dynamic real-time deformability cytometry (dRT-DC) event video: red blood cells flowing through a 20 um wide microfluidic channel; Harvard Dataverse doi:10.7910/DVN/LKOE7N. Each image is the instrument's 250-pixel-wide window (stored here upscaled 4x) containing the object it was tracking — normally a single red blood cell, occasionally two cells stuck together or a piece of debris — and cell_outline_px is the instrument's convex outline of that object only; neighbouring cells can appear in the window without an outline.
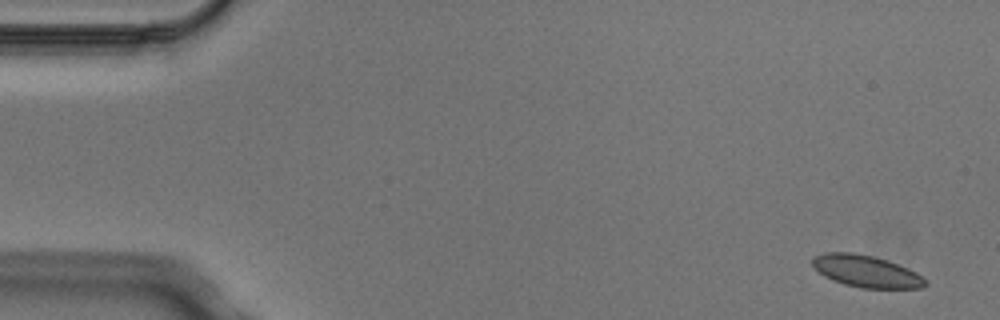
{"species": "Egyptian fruit bat (a non-hibernating species)", "species_latin": "Rousettus aegyptiacus", "temperature_condition": "cold", "stored_images_in_passage": 6, "camera_frame_rate_fps": 3000, "um_per_image_px": 0.085, "animal": {"sex": "male"}, "frame": {"image": 1, "passage_image": 1, "time_ms": 0.0, "image_size_px": [1000, 320], "cell_outline_px": [[928, 284], [924, 288], [860, 288], [844, 284], [832, 280], [824, 276], [812, 264], [812, 256], [824, 252], [852, 252], [872, 256], [888, 260], [908, 268], [916, 272], [928, 280]], "centroid_in_image_um": [73.65, 23.06], "position_along_channel_um": 11.4, "area_um2": 21.21}}
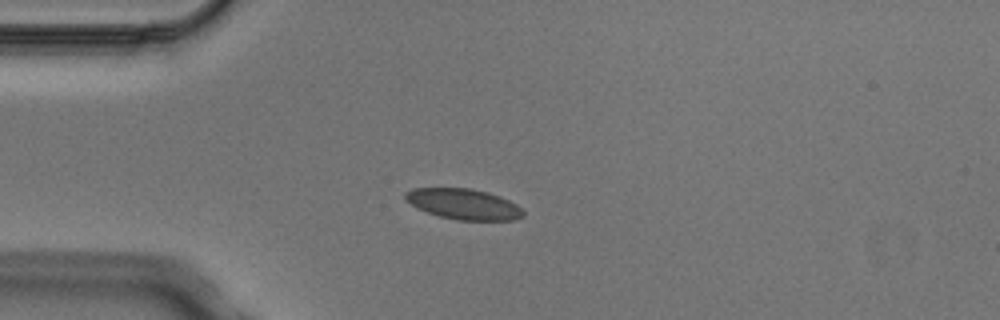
{"frame": {"image": 2, "passage_image": 4, "time_ms": 1.0, "image_size_px": [1000, 320], "cell_outline_px": [[524, 216], [512, 220], [456, 220], [440, 216], [416, 208], [404, 200], [404, 192], [412, 188], [472, 188], [488, 192], [500, 196], [516, 204], [524, 212]], "centroid_in_image_um": [39.37, 17.34], "position_along_channel_um": 45.6, "area_um2": 21.15}}
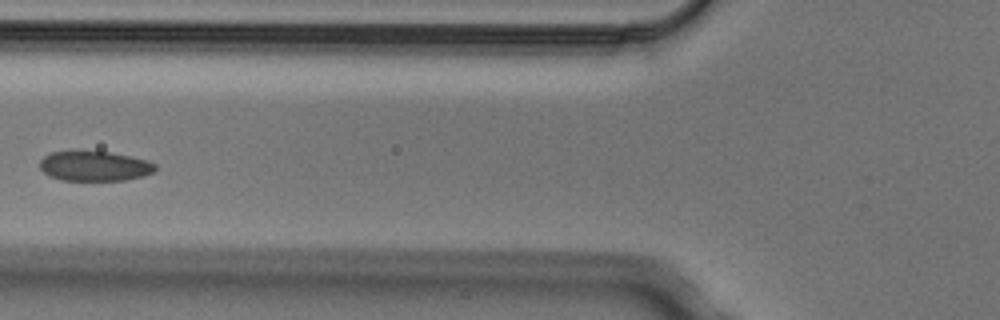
{"frame": {"image": 3, "passage_image": 6, "time_ms": 1.667, "image_size_px": [1000, 320], "cell_outline_px": [[156, 168], [152, 172], [144, 176], [124, 180], [60, 180], [48, 176], [40, 168], [40, 160], [44, 156], [52, 152], [108, 152], [148, 160], [156, 164]], "centroid_in_image_um": [8.03, 14.13], "position_along_channel_um": 117.8, "area_um2": 19.88}}